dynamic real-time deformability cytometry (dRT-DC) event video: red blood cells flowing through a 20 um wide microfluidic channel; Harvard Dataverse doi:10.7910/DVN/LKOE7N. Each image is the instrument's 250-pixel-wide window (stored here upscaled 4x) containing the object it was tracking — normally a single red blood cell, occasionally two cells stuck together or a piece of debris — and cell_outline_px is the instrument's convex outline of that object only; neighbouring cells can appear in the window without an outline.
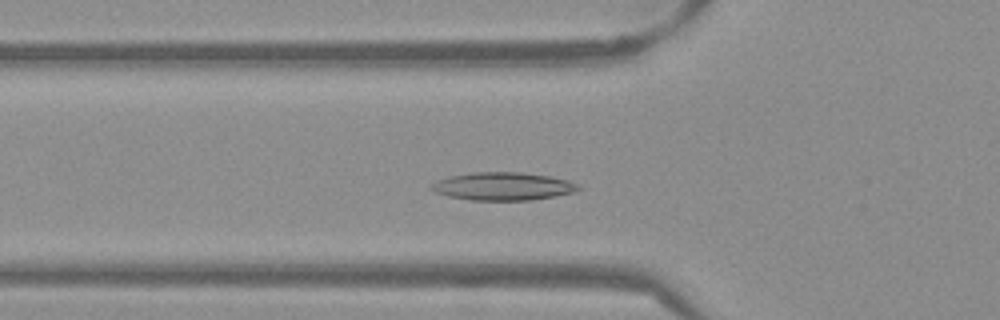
{"species": "Egyptian fruit bat (a non-hibernating species)", "species_latin": "Rousettus aegyptiacus", "temperature_condition": "warm", "stored_images_in_passage": 50, "camera_frame_rate_fps": 3000, "um_per_image_px": 0.085, "frame": {"image": 1, "passage_image": 14, "time_ms": 4.333, "image_size_px": [1000, 320], "cell_outline_px": [[580, 188], [572, 192], [532, 200], [468, 200], [448, 196], [436, 192], [428, 188], [428, 184], [436, 180], [448, 176], [472, 172], [520, 172], [548, 176], [568, 180], [580, 184]], "centroid_in_image_um": [42.67, 15.83], "position_along_channel_um": 83.1, "area_um2": 24.04}}
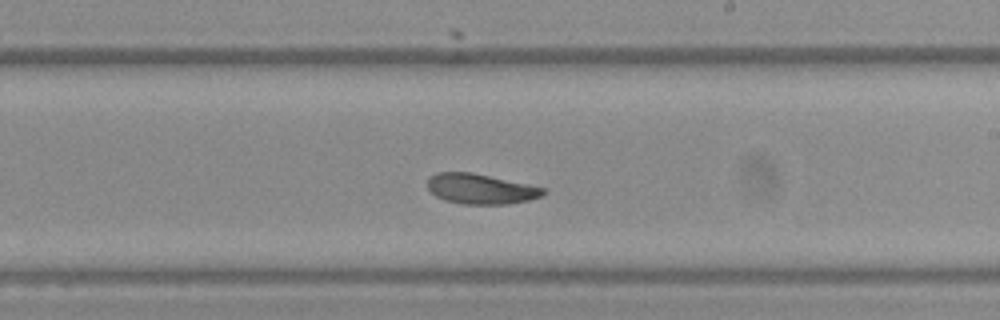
{"frame": {"image": 2, "passage_image": 27, "time_ms": 8.667, "image_size_px": [1000, 320], "cell_outline_px": [[548, 192], [540, 196], [528, 200], [508, 204], [460, 204], [444, 200], [436, 196], [428, 188], [428, 176], [436, 172], [472, 172], [528, 184], [544, 188]], "centroid_in_image_um": [40.83, 16.05], "position_along_channel_um": 248.2, "area_um2": 20.4}}
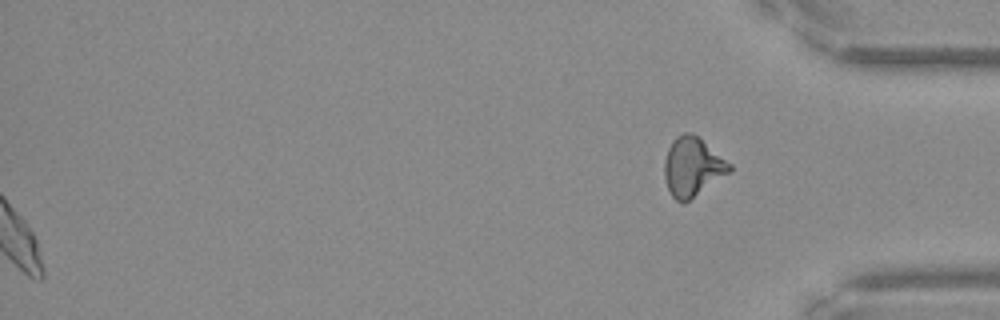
{"frame": {"image": 3, "passage_image": 50, "time_ms": 16.333, "image_size_px": [1000, 320], "cell_outline_px": [[732, 168], [728, 172], [684, 204], [676, 200], [672, 196], [668, 188], [664, 176], [664, 160], [668, 148], [672, 140], [676, 136], [684, 132], [692, 132], [732, 164]], "centroid_in_image_um": [58.82, 14.16], "position_along_channel_um": 376.4, "area_um2": 22.14}, "authors_computed_cell_mechanics": {"area_um2": 21.3282, "velocity_mm_per_s": 3.7988, "shape_relaxation_time_tau1_ms": 4.9872, "shape_relaxation_time_tau2_ms": 2.9847, "deformation_change_tau1": 0.1156, "deformation_change_tau2": 0.0828}}